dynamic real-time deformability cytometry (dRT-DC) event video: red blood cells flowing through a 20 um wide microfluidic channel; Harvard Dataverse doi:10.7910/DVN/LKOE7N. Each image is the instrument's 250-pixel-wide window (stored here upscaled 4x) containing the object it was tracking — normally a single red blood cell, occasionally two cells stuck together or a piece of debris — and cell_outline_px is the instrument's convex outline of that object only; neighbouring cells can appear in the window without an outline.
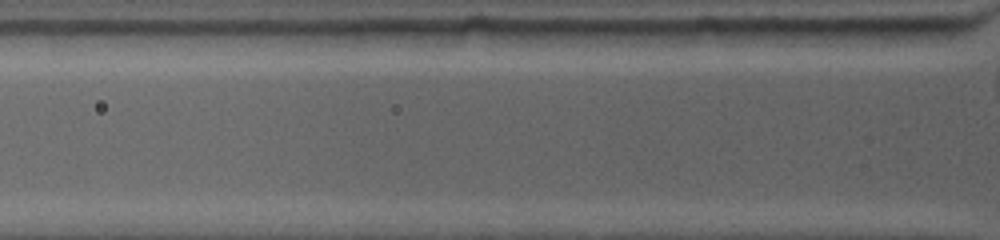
{"species": "common noctule bat (a hibernating species)", "species_latin": "Nyctalus noctula", "temperature_condition": "warm", "stored_images_in_passage": 2, "camera_frame_rate_fps": 4500, "um_per_image_px": 0.085, "animal": {"sex": "female", "body_mass_g": 19.0, "forearm_length_mm": 53.3}, "frame": {"image": 1, "passage_image": 2, "time_ms": 0.889, "image_size_px": [1000, 240], "cell_outline_px": [[952, 36], [936, 44], [848, 44], [844, 40], [836, 28], [952, 28]], "centroid_in_image_um": [76.06, 3.03], "position_along_channel_um": 49.7, "area_um2": 12.31}}